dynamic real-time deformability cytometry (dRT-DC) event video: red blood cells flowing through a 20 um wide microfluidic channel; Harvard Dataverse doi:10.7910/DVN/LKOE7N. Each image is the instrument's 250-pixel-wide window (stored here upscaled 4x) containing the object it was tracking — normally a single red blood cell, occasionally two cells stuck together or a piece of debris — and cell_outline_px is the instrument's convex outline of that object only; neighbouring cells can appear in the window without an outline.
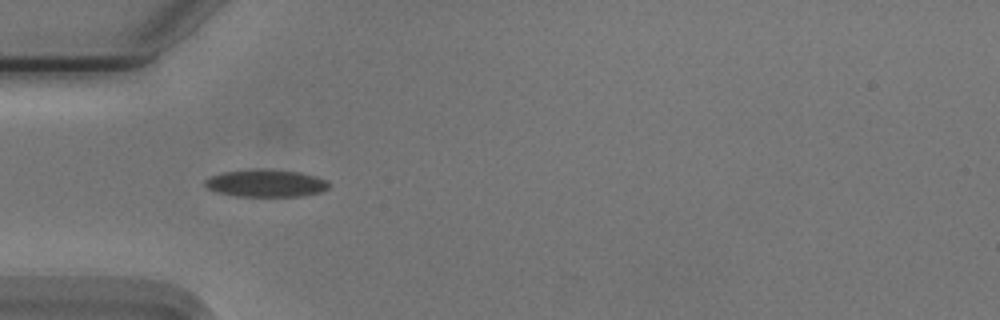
{"species": "Egyptian fruit bat (a non-hibernating species)", "species_latin": "Rousettus aegyptiacus", "temperature_condition": "cold", "stored_images_in_passage": 39, "camera_frame_rate_fps": 3000, "um_per_image_px": 0.085, "animal": {"sex": "male"}, "frame": {"image": 1, "passage_image": 1, "time_ms": 0.0, "image_size_px": [1000, 320], "cell_outline_px": [[332, 184], [328, 188], [320, 192], [300, 196], [236, 196], [216, 192], [208, 188], [204, 184], [204, 180], [212, 176], [224, 172], [260, 168], [264, 168], [300, 172], [316, 176], [328, 180]], "centroid_in_image_um": [22.64, 15.56], "position_along_channel_um": 62.4, "area_um2": 19.94}}
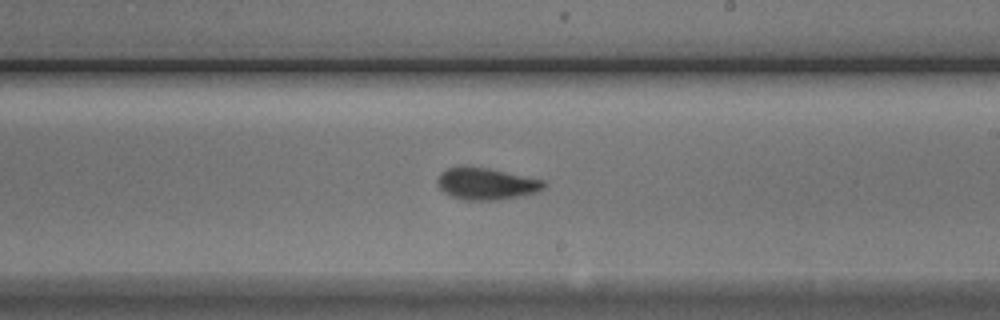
{"frame": {"image": 2, "passage_image": 16, "time_ms": 5.0, "image_size_px": [1000, 320], "cell_outline_px": [[544, 188], [536, 192], [500, 200], [460, 200], [444, 192], [440, 188], [436, 180], [440, 172], [448, 168], [488, 168], [544, 180]], "centroid_in_image_um": [41.32, 15.64], "position_along_channel_um": 247.7, "area_um2": 19.36}}
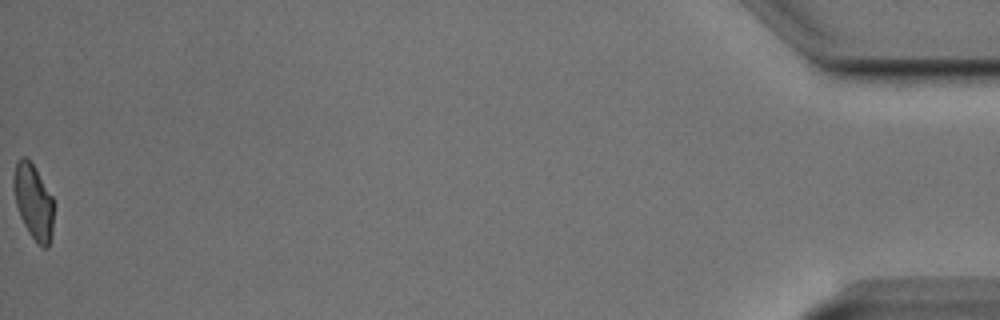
{"frame": {"image": 3, "passage_image": 39, "time_ms": 12.667, "image_size_px": [1000, 320], "cell_outline_px": [[52, 232], [48, 248], [44, 248], [28, 232], [20, 216], [16, 204], [12, 188], [12, 176], [16, 160], [20, 156], [24, 156], [32, 164], [52, 196]], "centroid_in_image_um": [2.79, 17.1], "position_along_channel_um": 432.4, "area_um2": 17.34}, "authors_computed_cell_mechanics": {"area_um2": 19.2474, "velocity_mm_per_s": 3.7482, "shape_relaxation_time_tau1_ms": 3.375, "shape_relaxation_time_tau2_ms": 1.9898, "deformation_change_tau1": 0.1143, "deformation_change_tau2": 0.0699}}